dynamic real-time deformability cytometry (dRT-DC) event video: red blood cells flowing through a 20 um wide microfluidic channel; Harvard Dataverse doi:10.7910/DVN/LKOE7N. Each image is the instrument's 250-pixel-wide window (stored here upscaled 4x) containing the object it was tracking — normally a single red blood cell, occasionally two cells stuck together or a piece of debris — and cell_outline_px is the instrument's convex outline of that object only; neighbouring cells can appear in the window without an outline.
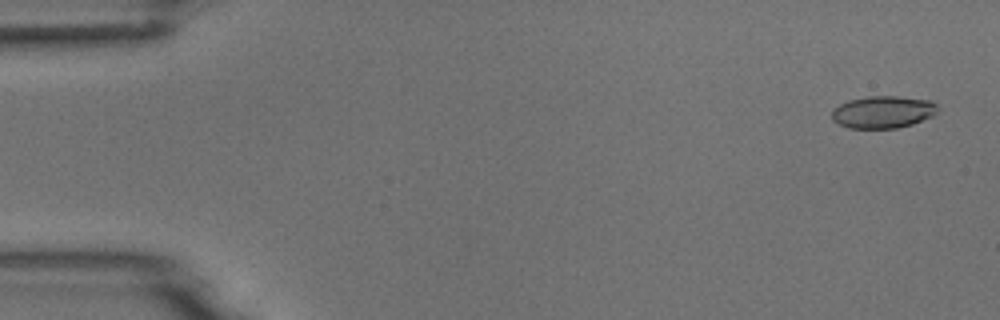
{"species": "common noctule bat (a hibernating species)", "species_latin": "Nyctalus noctula", "temperature_condition": "room temperature", "stored_images_in_passage": 4, "camera_frame_rate_fps": 3000, "um_per_image_px": 0.085, "animal": {"sex": "male", "body_mass_g": 18.8}, "frame": {"image": 1, "passage_image": 1, "time_ms": 0.0, "image_size_px": [1000, 320], "cell_outline_px": [[940, 108], [932, 116], [912, 124], [896, 128], [848, 128], [832, 120], [832, 108], [848, 100], [868, 96], [896, 96], [932, 100]], "centroid_in_image_um": [75.05, 9.51], "position_along_channel_um": 9.9, "area_um2": 20.0}}
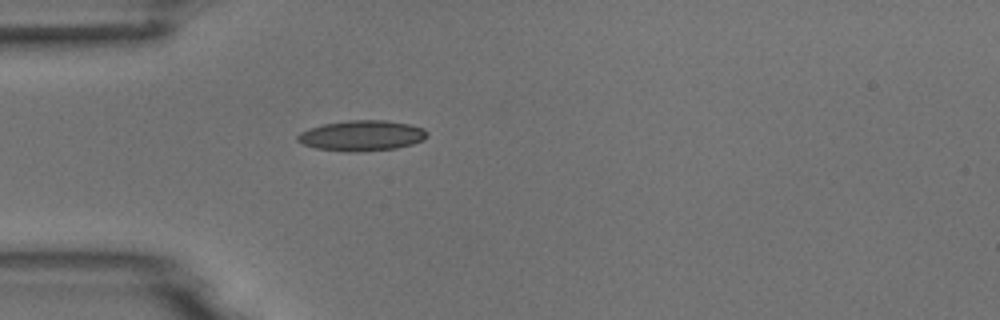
{"frame": {"image": 2, "passage_image": 4, "time_ms": 4.333, "image_size_px": [1000, 320], "cell_outline_px": [[428, 136], [424, 140], [412, 144], [396, 148], [360, 152], [344, 152], [316, 148], [304, 144], [296, 140], [296, 136], [300, 132], [308, 128], [324, 124], [348, 120], [388, 120], [408, 124], [424, 128], [428, 132]], "centroid_in_image_um": [30.76, 11.53], "position_along_channel_um": 54.2, "area_um2": 23.24}}